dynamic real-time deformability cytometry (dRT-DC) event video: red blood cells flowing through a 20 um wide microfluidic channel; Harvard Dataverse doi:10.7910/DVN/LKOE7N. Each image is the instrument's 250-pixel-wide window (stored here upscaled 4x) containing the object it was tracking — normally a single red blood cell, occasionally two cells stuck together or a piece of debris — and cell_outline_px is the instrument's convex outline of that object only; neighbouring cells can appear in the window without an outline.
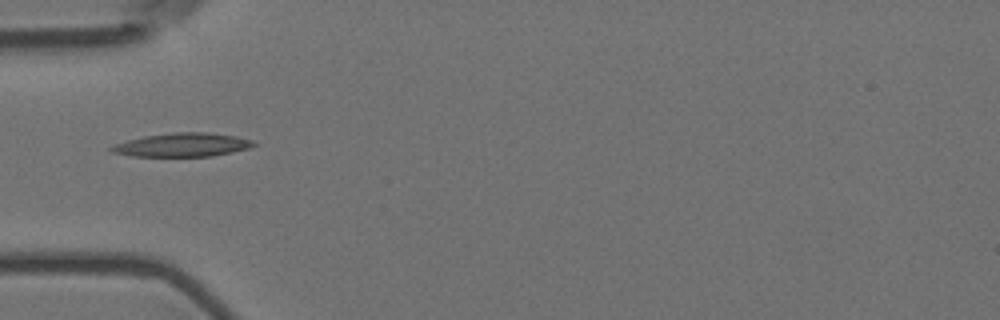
{"species": "Egyptian fruit bat (a non-hibernating species)", "species_latin": "Rousettus aegyptiacus", "temperature_condition": "room temperature", "stored_images_in_passage": 8, "camera_frame_rate_fps": 3000, "um_per_image_px": 0.085, "animal": {"sex": "female"}, "frame": {"image": 1, "passage_image": 6, "time_ms": 1.667, "image_size_px": [1000, 320], "cell_outline_px": [[256, 144], [248, 148], [232, 152], [212, 156], [132, 156], [112, 152], [108, 148], [116, 144], [128, 140], [144, 136], [172, 132], [208, 132], [236, 136], [252, 140]], "centroid_in_image_um": [15.5, 12.31], "position_along_channel_um": 69.5, "area_um2": 19.48}}
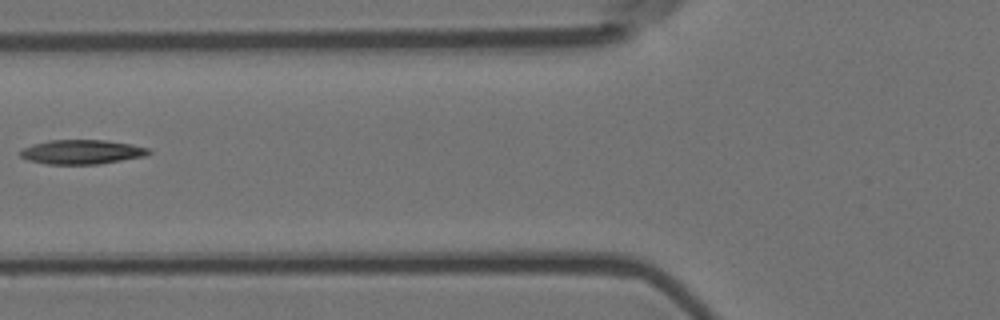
{"frame": {"image": 2, "passage_image": 7, "time_ms": 2.0, "image_size_px": [1000, 320], "cell_outline_px": [[152, 152], [144, 156], [100, 164], [44, 164], [28, 160], [20, 156], [20, 152], [24, 148], [32, 144], [48, 140], [104, 140], [132, 144], [148, 148]], "centroid_in_image_um": [6.94, 12.91], "position_along_channel_um": 118.9, "area_um2": 18.21}}
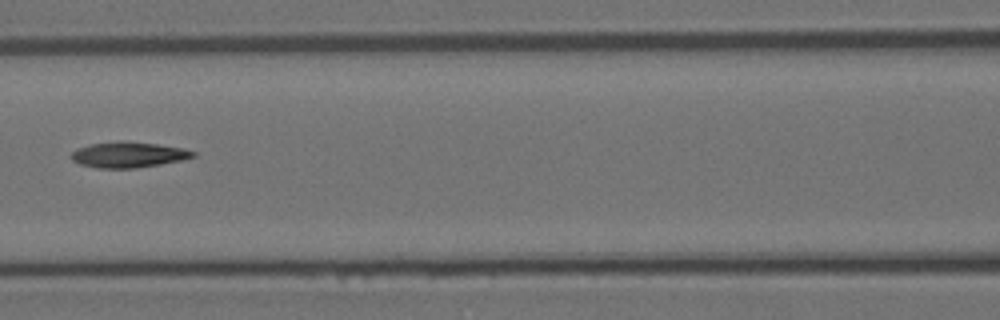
{"frame": {"image": 3, "passage_image": 8, "time_ms": 2.333, "image_size_px": [1000, 320], "cell_outline_px": [[196, 156], [184, 160], [136, 168], [96, 168], [80, 164], [72, 160], [72, 152], [80, 148], [92, 144], [124, 140], [156, 144], [184, 148], [196, 152]], "centroid_in_image_um": [10.96, 13.15], "position_along_channel_um": 155.6, "area_um2": 18.15}}